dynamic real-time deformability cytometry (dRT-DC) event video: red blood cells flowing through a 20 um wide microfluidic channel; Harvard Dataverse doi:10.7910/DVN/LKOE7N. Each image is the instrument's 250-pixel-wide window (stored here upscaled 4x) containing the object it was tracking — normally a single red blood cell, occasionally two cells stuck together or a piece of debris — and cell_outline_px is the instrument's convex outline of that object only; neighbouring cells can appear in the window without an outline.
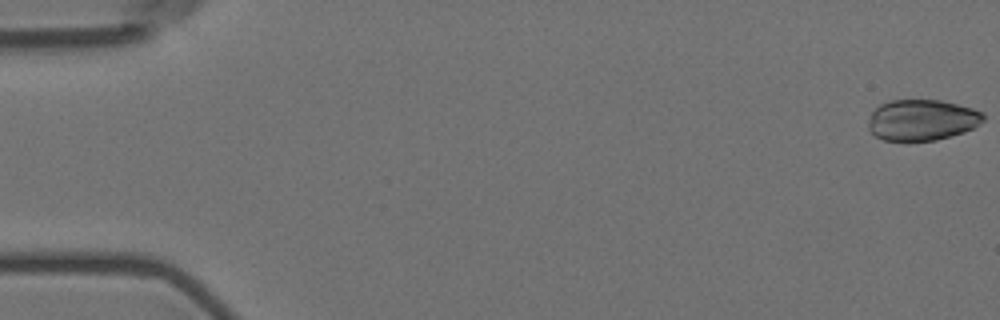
{"species": "Egyptian fruit bat (a non-hibernating species)", "species_latin": "Rousettus aegyptiacus", "temperature_condition": "room temperature", "stored_images_in_passage": 6, "camera_frame_rate_fps": 3000, "um_per_image_px": 0.085, "animal": {"sex": "female"}, "frame": {"image": 1, "passage_image": 1, "time_ms": 0.0, "image_size_px": [1000, 320], "cell_outline_px": [[984, 120], [980, 124], [964, 132], [936, 140], [884, 140], [876, 136], [868, 128], [868, 124], [872, 112], [880, 104], [892, 100], [940, 100], [972, 108], [984, 112]], "centroid_in_image_um": [78.38, 10.19], "position_along_channel_um": 6.6, "area_um2": 27.28}}
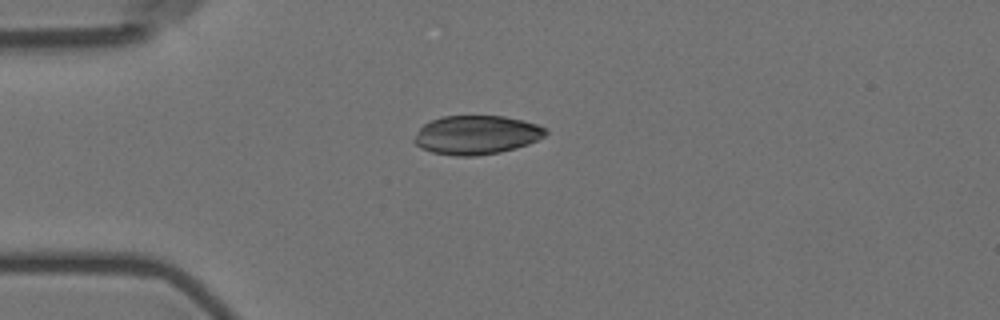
{"frame": {"image": 2, "passage_image": 5, "time_ms": 4.667, "image_size_px": [1000, 320], "cell_outline_px": [[548, 132], [544, 136], [528, 144], [500, 152], [476, 156], [456, 156], [432, 152], [420, 148], [412, 140], [420, 128], [424, 124], [440, 116], [504, 116], [536, 124], [548, 128]], "centroid_in_image_um": [40.48, 11.47], "position_along_channel_um": 44.5, "area_um2": 29.71}}